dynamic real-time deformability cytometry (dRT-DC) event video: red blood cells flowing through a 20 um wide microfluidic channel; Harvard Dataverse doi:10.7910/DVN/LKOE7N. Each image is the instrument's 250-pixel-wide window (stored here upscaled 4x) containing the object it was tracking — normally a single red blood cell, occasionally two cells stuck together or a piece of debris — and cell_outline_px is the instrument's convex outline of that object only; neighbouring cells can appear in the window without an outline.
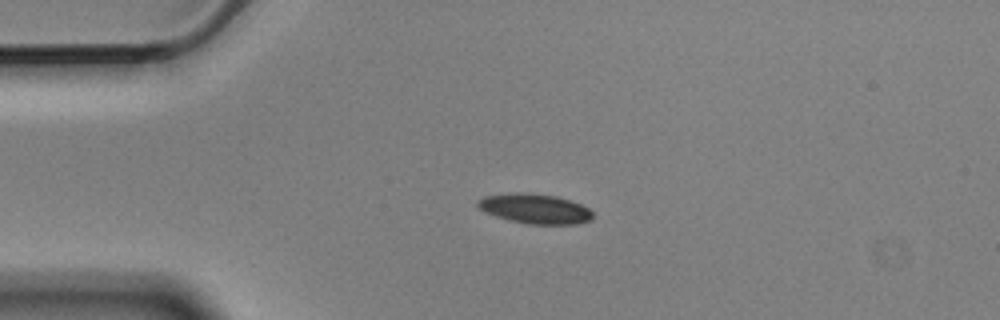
{"species": "Egyptian fruit bat (a non-hibernating species)", "species_latin": "Rousettus aegyptiacus", "temperature_condition": "cold", "stored_images_in_passage": 5, "camera_frame_rate_fps": 3000, "um_per_image_px": 0.085, "animal": {"sex": "male"}, "frame": {"image": 1, "passage_image": 3, "time_ms": 0.667, "image_size_px": [1000, 320], "cell_outline_px": [[592, 220], [576, 224], [528, 224], [508, 220], [484, 212], [476, 204], [476, 200], [484, 196], [520, 192], [556, 196], [580, 204], [588, 208], [592, 212]], "centroid_in_image_um": [45.45, 17.75], "position_along_channel_um": 39.6, "area_um2": 19.88}}
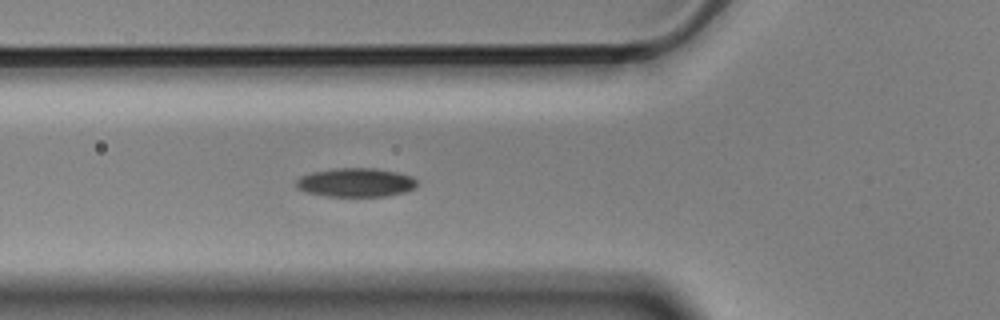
{"frame": {"image": 2, "passage_image": 5, "time_ms": 1.333, "image_size_px": [1000, 320], "cell_outline_px": [[416, 184], [412, 188], [404, 192], [388, 196], [328, 196], [308, 192], [296, 188], [296, 180], [300, 176], [312, 172], [336, 168], [376, 168], [396, 172], [412, 176], [416, 180]], "centroid_in_image_um": [30.22, 15.5], "position_along_channel_um": 95.6, "area_um2": 20.17}}